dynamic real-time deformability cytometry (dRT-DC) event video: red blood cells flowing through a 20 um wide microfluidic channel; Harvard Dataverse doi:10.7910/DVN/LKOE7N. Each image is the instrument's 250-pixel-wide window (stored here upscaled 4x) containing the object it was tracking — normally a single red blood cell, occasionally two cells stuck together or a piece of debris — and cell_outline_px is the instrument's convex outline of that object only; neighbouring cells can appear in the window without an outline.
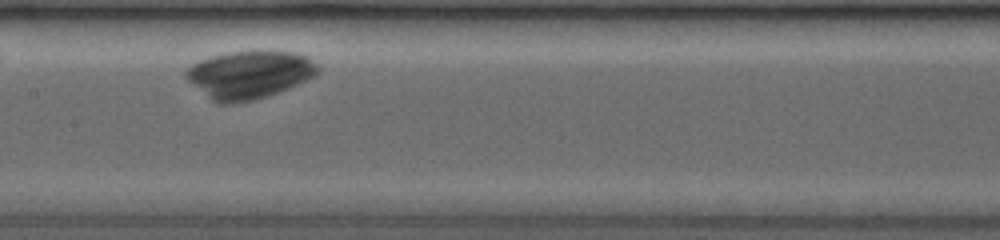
{"species": "common noctule bat (a hibernating species)", "species_latin": "Nyctalus noctula", "temperature_condition": "room temperature", "stored_images_in_passage": 35, "camera_frame_rate_fps": 3500, "um_per_image_px": 0.085, "animal": {"sex": "female", "body_mass_g": 19.0, "forearm_length_mm": 53.3}, "frame": {"image": 1, "passage_image": 18, "time_ms": 3.143, "image_size_px": [1000, 240], "cell_outline_px": [[320, 68], [312, 76], [288, 88], [264, 96], [248, 100], [212, 100], [188, 80], [184, 76], [184, 72], [192, 64], [200, 60], [212, 56], [228, 52], [296, 52], [308, 56]], "centroid_in_image_um": [21.19, 6.29], "position_along_channel_um": 186.2, "area_um2": 35.14}}